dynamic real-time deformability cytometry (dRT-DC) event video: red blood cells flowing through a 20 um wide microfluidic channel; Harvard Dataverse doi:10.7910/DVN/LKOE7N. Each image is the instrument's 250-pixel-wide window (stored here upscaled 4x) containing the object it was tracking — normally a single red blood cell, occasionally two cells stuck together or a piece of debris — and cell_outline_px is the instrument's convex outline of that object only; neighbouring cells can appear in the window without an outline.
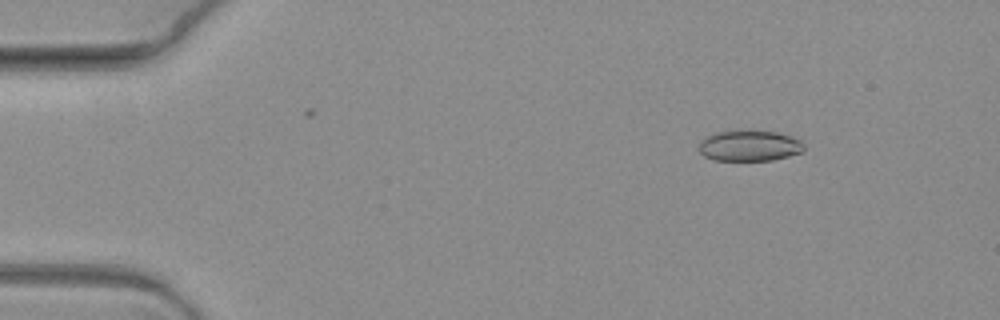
{"species": "common noctule bat (a hibernating species)", "species_latin": "Nyctalus noctula", "temperature_condition": "warm", "stored_images_in_passage": 5, "camera_frame_rate_fps": 3000, "um_per_image_px": 0.085, "animal": {"sex": "female", "body_mass_g": 19.3, "forearm_length_mm": 54.1}, "frame": {"image": 1, "passage_image": 2, "time_ms": 0.333, "image_size_px": [1000, 320], "cell_outline_px": [[804, 152], [772, 160], [712, 160], [704, 156], [700, 152], [700, 140], [712, 132], [740, 128], [748, 128], [776, 132], [800, 140], [804, 144]], "centroid_in_image_um": [63.67, 12.34], "position_along_channel_um": 21.3, "area_um2": 19.54}}
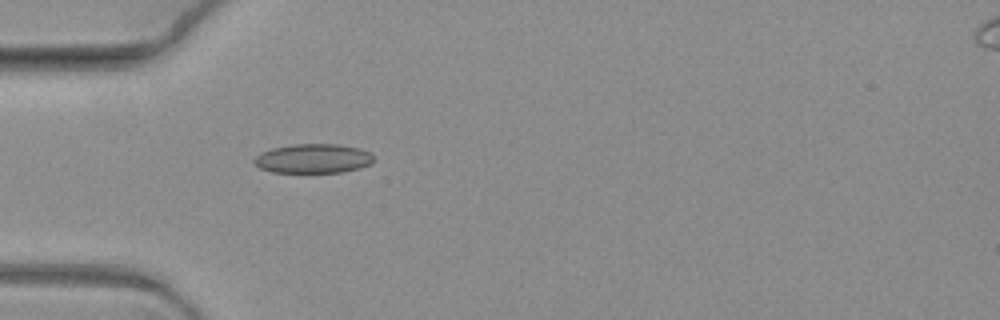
{"frame": {"image": 2, "passage_image": 5, "time_ms": 1.333, "image_size_px": [1000, 320], "cell_outline_px": [[372, 164], [360, 168], [340, 172], [272, 172], [260, 168], [252, 160], [260, 152], [272, 148], [292, 144], [336, 144], [360, 148], [368, 152], [372, 156]], "centroid_in_image_um": [26.6, 13.47], "position_along_channel_um": 58.4, "area_um2": 20.35}}